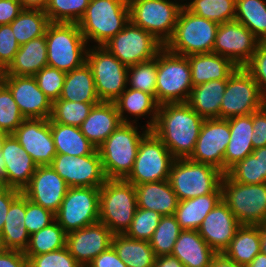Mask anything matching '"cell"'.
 I'll return each mask as SVG.
<instances>
[{"mask_svg":"<svg viewBox=\"0 0 266 267\" xmlns=\"http://www.w3.org/2000/svg\"><path fill=\"white\" fill-rule=\"evenodd\" d=\"M204 118L187 102L159 105L151 131L166 145L175 159L189 158L199 137Z\"/></svg>","mask_w":266,"mask_h":267,"instance_id":"6da1fadb","label":"cell"},{"mask_svg":"<svg viewBox=\"0 0 266 267\" xmlns=\"http://www.w3.org/2000/svg\"><path fill=\"white\" fill-rule=\"evenodd\" d=\"M136 125V126H135ZM121 123L115 131L97 148L107 179H125L132 171L139 143L150 131H138L137 124Z\"/></svg>","mask_w":266,"mask_h":267,"instance_id":"7a4b0ae2","label":"cell"},{"mask_svg":"<svg viewBox=\"0 0 266 267\" xmlns=\"http://www.w3.org/2000/svg\"><path fill=\"white\" fill-rule=\"evenodd\" d=\"M129 21L128 0H90L78 25L87 44L93 40L97 46H103Z\"/></svg>","mask_w":266,"mask_h":267,"instance_id":"3957f363","label":"cell"},{"mask_svg":"<svg viewBox=\"0 0 266 267\" xmlns=\"http://www.w3.org/2000/svg\"><path fill=\"white\" fill-rule=\"evenodd\" d=\"M45 37L48 66L67 73L86 62L87 41L78 23L50 22Z\"/></svg>","mask_w":266,"mask_h":267,"instance_id":"277c9868","label":"cell"},{"mask_svg":"<svg viewBox=\"0 0 266 267\" xmlns=\"http://www.w3.org/2000/svg\"><path fill=\"white\" fill-rule=\"evenodd\" d=\"M138 208L136 189L125 179H107L100 187L99 222L113 234H125Z\"/></svg>","mask_w":266,"mask_h":267,"instance_id":"5b68a950","label":"cell"},{"mask_svg":"<svg viewBox=\"0 0 266 267\" xmlns=\"http://www.w3.org/2000/svg\"><path fill=\"white\" fill-rule=\"evenodd\" d=\"M192 88L187 56L172 53L164 46L157 54L156 102H187Z\"/></svg>","mask_w":266,"mask_h":267,"instance_id":"8992f818","label":"cell"},{"mask_svg":"<svg viewBox=\"0 0 266 267\" xmlns=\"http://www.w3.org/2000/svg\"><path fill=\"white\" fill-rule=\"evenodd\" d=\"M223 176L222 171L211 165L180 158L174 159L168 181L178 200L183 201L216 192Z\"/></svg>","mask_w":266,"mask_h":267,"instance_id":"52a82bcc","label":"cell"},{"mask_svg":"<svg viewBox=\"0 0 266 267\" xmlns=\"http://www.w3.org/2000/svg\"><path fill=\"white\" fill-rule=\"evenodd\" d=\"M219 24L181 9L172 38L165 47L172 53L190 56L212 53Z\"/></svg>","mask_w":266,"mask_h":267,"instance_id":"ba28073f","label":"cell"},{"mask_svg":"<svg viewBox=\"0 0 266 267\" xmlns=\"http://www.w3.org/2000/svg\"><path fill=\"white\" fill-rule=\"evenodd\" d=\"M221 189L223 202L240 225L257 226L266 220V183L242 184L225 173Z\"/></svg>","mask_w":266,"mask_h":267,"instance_id":"9c48e42d","label":"cell"},{"mask_svg":"<svg viewBox=\"0 0 266 267\" xmlns=\"http://www.w3.org/2000/svg\"><path fill=\"white\" fill-rule=\"evenodd\" d=\"M177 0H128L130 20L164 46L172 38L184 4Z\"/></svg>","mask_w":266,"mask_h":267,"instance_id":"30bf717a","label":"cell"},{"mask_svg":"<svg viewBox=\"0 0 266 267\" xmlns=\"http://www.w3.org/2000/svg\"><path fill=\"white\" fill-rule=\"evenodd\" d=\"M174 157L150 130L140 141L134 166L125 180L134 186L169 179Z\"/></svg>","mask_w":266,"mask_h":267,"instance_id":"8fae6325","label":"cell"},{"mask_svg":"<svg viewBox=\"0 0 266 267\" xmlns=\"http://www.w3.org/2000/svg\"><path fill=\"white\" fill-rule=\"evenodd\" d=\"M90 47L86 62L92 70L98 98L100 102H114L127 88L128 67L105 47Z\"/></svg>","mask_w":266,"mask_h":267,"instance_id":"7c38bea8","label":"cell"},{"mask_svg":"<svg viewBox=\"0 0 266 267\" xmlns=\"http://www.w3.org/2000/svg\"><path fill=\"white\" fill-rule=\"evenodd\" d=\"M103 47L126 67H130L155 58L164 45L130 20Z\"/></svg>","mask_w":266,"mask_h":267,"instance_id":"4fadbf2b","label":"cell"},{"mask_svg":"<svg viewBox=\"0 0 266 267\" xmlns=\"http://www.w3.org/2000/svg\"><path fill=\"white\" fill-rule=\"evenodd\" d=\"M100 188L69 187L55 214V220L66 233L99 221Z\"/></svg>","mask_w":266,"mask_h":267,"instance_id":"5bb4252c","label":"cell"},{"mask_svg":"<svg viewBox=\"0 0 266 267\" xmlns=\"http://www.w3.org/2000/svg\"><path fill=\"white\" fill-rule=\"evenodd\" d=\"M261 109V91L252 75L237 67L228 77L220 107V119L248 115Z\"/></svg>","mask_w":266,"mask_h":267,"instance_id":"9a60e30c","label":"cell"},{"mask_svg":"<svg viewBox=\"0 0 266 267\" xmlns=\"http://www.w3.org/2000/svg\"><path fill=\"white\" fill-rule=\"evenodd\" d=\"M50 166L68 187L100 188L107 180L98 149L84 156L56 154Z\"/></svg>","mask_w":266,"mask_h":267,"instance_id":"2e32d148","label":"cell"},{"mask_svg":"<svg viewBox=\"0 0 266 267\" xmlns=\"http://www.w3.org/2000/svg\"><path fill=\"white\" fill-rule=\"evenodd\" d=\"M261 41L236 20L219 24L212 53L227 57L237 67H245Z\"/></svg>","mask_w":266,"mask_h":267,"instance_id":"e0dca14e","label":"cell"},{"mask_svg":"<svg viewBox=\"0 0 266 267\" xmlns=\"http://www.w3.org/2000/svg\"><path fill=\"white\" fill-rule=\"evenodd\" d=\"M230 141L228 119H205L190 160L211 165L223 172V160Z\"/></svg>","mask_w":266,"mask_h":267,"instance_id":"ac0fdd59","label":"cell"},{"mask_svg":"<svg viewBox=\"0 0 266 267\" xmlns=\"http://www.w3.org/2000/svg\"><path fill=\"white\" fill-rule=\"evenodd\" d=\"M2 82L11 91L25 119H50L52 101L39 88L34 76L5 75Z\"/></svg>","mask_w":266,"mask_h":267,"instance_id":"d6986e66","label":"cell"},{"mask_svg":"<svg viewBox=\"0 0 266 267\" xmlns=\"http://www.w3.org/2000/svg\"><path fill=\"white\" fill-rule=\"evenodd\" d=\"M13 135L37 166L52 163L57 152L49 119H25Z\"/></svg>","mask_w":266,"mask_h":267,"instance_id":"ffe728a7","label":"cell"},{"mask_svg":"<svg viewBox=\"0 0 266 267\" xmlns=\"http://www.w3.org/2000/svg\"><path fill=\"white\" fill-rule=\"evenodd\" d=\"M112 231L101 222L67 233L66 247L74 259L86 267L95 257L112 246Z\"/></svg>","mask_w":266,"mask_h":267,"instance_id":"44dd1931","label":"cell"},{"mask_svg":"<svg viewBox=\"0 0 266 267\" xmlns=\"http://www.w3.org/2000/svg\"><path fill=\"white\" fill-rule=\"evenodd\" d=\"M68 185L50 166H38L22 193L33 203L56 214L67 193Z\"/></svg>","mask_w":266,"mask_h":267,"instance_id":"7402d4cb","label":"cell"},{"mask_svg":"<svg viewBox=\"0 0 266 267\" xmlns=\"http://www.w3.org/2000/svg\"><path fill=\"white\" fill-rule=\"evenodd\" d=\"M240 226L233 212L221 200L204 218L198 232L216 253H223Z\"/></svg>","mask_w":266,"mask_h":267,"instance_id":"603a6c76","label":"cell"},{"mask_svg":"<svg viewBox=\"0 0 266 267\" xmlns=\"http://www.w3.org/2000/svg\"><path fill=\"white\" fill-rule=\"evenodd\" d=\"M1 155L6 164L5 186L22 192L38 166L13 134L5 138Z\"/></svg>","mask_w":266,"mask_h":267,"instance_id":"cb8c5ba5","label":"cell"},{"mask_svg":"<svg viewBox=\"0 0 266 267\" xmlns=\"http://www.w3.org/2000/svg\"><path fill=\"white\" fill-rule=\"evenodd\" d=\"M123 123L114 102L94 105L80 126L81 133L98 148Z\"/></svg>","mask_w":266,"mask_h":267,"instance_id":"d4e9b609","label":"cell"},{"mask_svg":"<svg viewBox=\"0 0 266 267\" xmlns=\"http://www.w3.org/2000/svg\"><path fill=\"white\" fill-rule=\"evenodd\" d=\"M230 126V141L226 147L223 160L225 174L237 162L252 154L254 148L251 136L253 134L252 113L228 118Z\"/></svg>","mask_w":266,"mask_h":267,"instance_id":"484cf974","label":"cell"},{"mask_svg":"<svg viewBox=\"0 0 266 267\" xmlns=\"http://www.w3.org/2000/svg\"><path fill=\"white\" fill-rule=\"evenodd\" d=\"M216 254L198 230H182L171 255L185 267H210Z\"/></svg>","mask_w":266,"mask_h":267,"instance_id":"4316f807","label":"cell"},{"mask_svg":"<svg viewBox=\"0 0 266 267\" xmlns=\"http://www.w3.org/2000/svg\"><path fill=\"white\" fill-rule=\"evenodd\" d=\"M135 189L138 208L153 210L162 216L175 214L179 200L168 180L143 183Z\"/></svg>","mask_w":266,"mask_h":267,"instance_id":"83f0119b","label":"cell"},{"mask_svg":"<svg viewBox=\"0 0 266 267\" xmlns=\"http://www.w3.org/2000/svg\"><path fill=\"white\" fill-rule=\"evenodd\" d=\"M26 196L21 193L12 203L0 233L1 246L5 250L24 252L29 244L30 235L24 225Z\"/></svg>","mask_w":266,"mask_h":267,"instance_id":"f1b7e54d","label":"cell"},{"mask_svg":"<svg viewBox=\"0 0 266 267\" xmlns=\"http://www.w3.org/2000/svg\"><path fill=\"white\" fill-rule=\"evenodd\" d=\"M114 103L122 122L137 124L136 121L138 118L141 116L144 117L148 114L147 116L149 117L150 115V120L147 121L145 128L151 130L154 126L159 104L151 94L127 87L114 101ZM125 112L130 114V119L132 115L135 116L136 120H129V117L125 114Z\"/></svg>","mask_w":266,"mask_h":267,"instance_id":"f546056e","label":"cell"},{"mask_svg":"<svg viewBox=\"0 0 266 267\" xmlns=\"http://www.w3.org/2000/svg\"><path fill=\"white\" fill-rule=\"evenodd\" d=\"M187 58L193 87L212 80H227L237 68L227 57L215 53L195 54Z\"/></svg>","mask_w":266,"mask_h":267,"instance_id":"4dcf8cb0","label":"cell"},{"mask_svg":"<svg viewBox=\"0 0 266 267\" xmlns=\"http://www.w3.org/2000/svg\"><path fill=\"white\" fill-rule=\"evenodd\" d=\"M47 64L45 35L20 45L13 61L5 69V75L34 76Z\"/></svg>","mask_w":266,"mask_h":267,"instance_id":"1f68e13d","label":"cell"},{"mask_svg":"<svg viewBox=\"0 0 266 267\" xmlns=\"http://www.w3.org/2000/svg\"><path fill=\"white\" fill-rule=\"evenodd\" d=\"M227 80H212L191 90L187 103L204 119L220 118V107Z\"/></svg>","mask_w":266,"mask_h":267,"instance_id":"d6a6232c","label":"cell"},{"mask_svg":"<svg viewBox=\"0 0 266 267\" xmlns=\"http://www.w3.org/2000/svg\"><path fill=\"white\" fill-rule=\"evenodd\" d=\"M221 200L220 187L214 193L179 201L174 215L183 230H198L204 218Z\"/></svg>","mask_w":266,"mask_h":267,"instance_id":"836d02e7","label":"cell"},{"mask_svg":"<svg viewBox=\"0 0 266 267\" xmlns=\"http://www.w3.org/2000/svg\"><path fill=\"white\" fill-rule=\"evenodd\" d=\"M59 99L72 102L100 103L92 70L87 62L66 73Z\"/></svg>","mask_w":266,"mask_h":267,"instance_id":"e575fe53","label":"cell"},{"mask_svg":"<svg viewBox=\"0 0 266 267\" xmlns=\"http://www.w3.org/2000/svg\"><path fill=\"white\" fill-rule=\"evenodd\" d=\"M57 154L84 156L92 154L97 148L81 133L80 127L50 122Z\"/></svg>","mask_w":266,"mask_h":267,"instance_id":"d590c367","label":"cell"},{"mask_svg":"<svg viewBox=\"0 0 266 267\" xmlns=\"http://www.w3.org/2000/svg\"><path fill=\"white\" fill-rule=\"evenodd\" d=\"M112 246L127 267H154L156 256L148 241L114 234Z\"/></svg>","mask_w":266,"mask_h":267,"instance_id":"8d00e7d4","label":"cell"},{"mask_svg":"<svg viewBox=\"0 0 266 267\" xmlns=\"http://www.w3.org/2000/svg\"><path fill=\"white\" fill-rule=\"evenodd\" d=\"M260 253L258 226L241 225L223 254L237 265L246 267Z\"/></svg>","mask_w":266,"mask_h":267,"instance_id":"74e56055","label":"cell"},{"mask_svg":"<svg viewBox=\"0 0 266 267\" xmlns=\"http://www.w3.org/2000/svg\"><path fill=\"white\" fill-rule=\"evenodd\" d=\"M50 21L44 10L23 9L9 24L19 45L45 35Z\"/></svg>","mask_w":266,"mask_h":267,"instance_id":"f35d334b","label":"cell"},{"mask_svg":"<svg viewBox=\"0 0 266 267\" xmlns=\"http://www.w3.org/2000/svg\"><path fill=\"white\" fill-rule=\"evenodd\" d=\"M235 20L245 25L261 42H266L265 0H236Z\"/></svg>","mask_w":266,"mask_h":267,"instance_id":"ab89813d","label":"cell"},{"mask_svg":"<svg viewBox=\"0 0 266 267\" xmlns=\"http://www.w3.org/2000/svg\"><path fill=\"white\" fill-rule=\"evenodd\" d=\"M66 235L64 229L54 220L45 228L30 235L24 254L29 260L32 256L62 249L66 247Z\"/></svg>","mask_w":266,"mask_h":267,"instance_id":"60d3db41","label":"cell"},{"mask_svg":"<svg viewBox=\"0 0 266 267\" xmlns=\"http://www.w3.org/2000/svg\"><path fill=\"white\" fill-rule=\"evenodd\" d=\"M183 4L190 12L217 24L235 20L236 0H192Z\"/></svg>","mask_w":266,"mask_h":267,"instance_id":"b9f144b4","label":"cell"},{"mask_svg":"<svg viewBox=\"0 0 266 267\" xmlns=\"http://www.w3.org/2000/svg\"><path fill=\"white\" fill-rule=\"evenodd\" d=\"M182 230L175 215L162 216L149 241L155 256L171 255Z\"/></svg>","mask_w":266,"mask_h":267,"instance_id":"7bdbcfd3","label":"cell"},{"mask_svg":"<svg viewBox=\"0 0 266 267\" xmlns=\"http://www.w3.org/2000/svg\"><path fill=\"white\" fill-rule=\"evenodd\" d=\"M97 104L57 99L52 102V112L49 121L80 127L93 106Z\"/></svg>","mask_w":266,"mask_h":267,"instance_id":"ee69618b","label":"cell"},{"mask_svg":"<svg viewBox=\"0 0 266 267\" xmlns=\"http://www.w3.org/2000/svg\"><path fill=\"white\" fill-rule=\"evenodd\" d=\"M90 0H48L44 12L50 22L78 23Z\"/></svg>","mask_w":266,"mask_h":267,"instance_id":"f6af8a7d","label":"cell"},{"mask_svg":"<svg viewBox=\"0 0 266 267\" xmlns=\"http://www.w3.org/2000/svg\"><path fill=\"white\" fill-rule=\"evenodd\" d=\"M157 56L128 67L127 86L151 94L156 100Z\"/></svg>","mask_w":266,"mask_h":267,"instance_id":"bcb514c9","label":"cell"},{"mask_svg":"<svg viewBox=\"0 0 266 267\" xmlns=\"http://www.w3.org/2000/svg\"><path fill=\"white\" fill-rule=\"evenodd\" d=\"M24 120L11 91L0 81V131L13 134Z\"/></svg>","mask_w":266,"mask_h":267,"instance_id":"7dc6e473","label":"cell"},{"mask_svg":"<svg viewBox=\"0 0 266 267\" xmlns=\"http://www.w3.org/2000/svg\"><path fill=\"white\" fill-rule=\"evenodd\" d=\"M162 215L153 211L137 208L134 218L125 235L129 238L150 241Z\"/></svg>","mask_w":266,"mask_h":267,"instance_id":"c3c4849f","label":"cell"},{"mask_svg":"<svg viewBox=\"0 0 266 267\" xmlns=\"http://www.w3.org/2000/svg\"><path fill=\"white\" fill-rule=\"evenodd\" d=\"M226 174L234 181L242 184L263 183L262 166L253 154L232 166Z\"/></svg>","mask_w":266,"mask_h":267,"instance_id":"681fc988","label":"cell"},{"mask_svg":"<svg viewBox=\"0 0 266 267\" xmlns=\"http://www.w3.org/2000/svg\"><path fill=\"white\" fill-rule=\"evenodd\" d=\"M65 76L66 72L50 66L43 67L34 75L39 88L52 102L59 99Z\"/></svg>","mask_w":266,"mask_h":267,"instance_id":"f907efd6","label":"cell"},{"mask_svg":"<svg viewBox=\"0 0 266 267\" xmlns=\"http://www.w3.org/2000/svg\"><path fill=\"white\" fill-rule=\"evenodd\" d=\"M28 263L29 267H82L69 253L67 247L32 256Z\"/></svg>","mask_w":266,"mask_h":267,"instance_id":"816d5d0a","label":"cell"},{"mask_svg":"<svg viewBox=\"0 0 266 267\" xmlns=\"http://www.w3.org/2000/svg\"><path fill=\"white\" fill-rule=\"evenodd\" d=\"M55 220V214L35 204L26 197L24 225L29 235L45 228Z\"/></svg>","mask_w":266,"mask_h":267,"instance_id":"f5cc1de1","label":"cell"},{"mask_svg":"<svg viewBox=\"0 0 266 267\" xmlns=\"http://www.w3.org/2000/svg\"><path fill=\"white\" fill-rule=\"evenodd\" d=\"M262 91L266 88V42H260L251 60L244 67Z\"/></svg>","mask_w":266,"mask_h":267,"instance_id":"db71d44e","label":"cell"},{"mask_svg":"<svg viewBox=\"0 0 266 267\" xmlns=\"http://www.w3.org/2000/svg\"><path fill=\"white\" fill-rule=\"evenodd\" d=\"M20 48L11 26L0 25V64L6 69L13 61L15 54Z\"/></svg>","mask_w":266,"mask_h":267,"instance_id":"11a10c76","label":"cell"},{"mask_svg":"<svg viewBox=\"0 0 266 267\" xmlns=\"http://www.w3.org/2000/svg\"><path fill=\"white\" fill-rule=\"evenodd\" d=\"M253 134L251 136L253 148L266 146V111L259 109L252 113Z\"/></svg>","mask_w":266,"mask_h":267,"instance_id":"9f6ffc18","label":"cell"},{"mask_svg":"<svg viewBox=\"0 0 266 267\" xmlns=\"http://www.w3.org/2000/svg\"><path fill=\"white\" fill-rule=\"evenodd\" d=\"M86 267H127L118 257L117 252L110 246L104 252L95 257Z\"/></svg>","mask_w":266,"mask_h":267,"instance_id":"6f0895ef","label":"cell"},{"mask_svg":"<svg viewBox=\"0 0 266 267\" xmlns=\"http://www.w3.org/2000/svg\"><path fill=\"white\" fill-rule=\"evenodd\" d=\"M22 192L9 188L7 186H0V233L3 229L5 218L11 206V203L21 194Z\"/></svg>","mask_w":266,"mask_h":267,"instance_id":"680465c9","label":"cell"},{"mask_svg":"<svg viewBox=\"0 0 266 267\" xmlns=\"http://www.w3.org/2000/svg\"><path fill=\"white\" fill-rule=\"evenodd\" d=\"M22 11L19 0H0V25L10 24Z\"/></svg>","mask_w":266,"mask_h":267,"instance_id":"91938a15","label":"cell"},{"mask_svg":"<svg viewBox=\"0 0 266 267\" xmlns=\"http://www.w3.org/2000/svg\"><path fill=\"white\" fill-rule=\"evenodd\" d=\"M0 267H29L28 258L24 252L2 249L0 251Z\"/></svg>","mask_w":266,"mask_h":267,"instance_id":"94428289","label":"cell"},{"mask_svg":"<svg viewBox=\"0 0 266 267\" xmlns=\"http://www.w3.org/2000/svg\"><path fill=\"white\" fill-rule=\"evenodd\" d=\"M154 267H185L176 257L162 255L156 257Z\"/></svg>","mask_w":266,"mask_h":267,"instance_id":"6125c7cd","label":"cell"},{"mask_svg":"<svg viewBox=\"0 0 266 267\" xmlns=\"http://www.w3.org/2000/svg\"><path fill=\"white\" fill-rule=\"evenodd\" d=\"M210 267H242L237 265L233 260L226 257L223 253H217Z\"/></svg>","mask_w":266,"mask_h":267,"instance_id":"be15d7a7","label":"cell"},{"mask_svg":"<svg viewBox=\"0 0 266 267\" xmlns=\"http://www.w3.org/2000/svg\"><path fill=\"white\" fill-rule=\"evenodd\" d=\"M252 154L259 159L262 166L263 183H266V146L253 150Z\"/></svg>","mask_w":266,"mask_h":267,"instance_id":"e7e4bbea","label":"cell"},{"mask_svg":"<svg viewBox=\"0 0 266 267\" xmlns=\"http://www.w3.org/2000/svg\"><path fill=\"white\" fill-rule=\"evenodd\" d=\"M23 9L44 10L48 0H19Z\"/></svg>","mask_w":266,"mask_h":267,"instance_id":"03108f58","label":"cell"},{"mask_svg":"<svg viewBox=\"0 0 266 267\" xmlns=\"http://www.w3.org/2000/svg\"><path fill=\"white\" fill-rule=\"evenodd\" d=\"M257 226L260 236V253L266 255V220Z\"/></svg>","mask_w":266,"mask_h":267,"instance_id":"003e7915","label":"cell"},{"mask_svg":"<svg viewBox=\"0 0 266 267\" xmlns=\"http://www.w3.org/2000/svg\"><path fill=\"white\" fill-rule=\"evenodd\" d=\"M246 267H266V255L258 253Z\"/></svg>","mask_w":266,"mask_h":267,"instance_id":"a7ac6f4b","label":"cell"},{"mask_svg":"<svg viewBox=\"0 0 266 267\" xmlns=\"http://www.w3.org/2000/svg\"><path fill=\"white\" fill-rule=\"evenodd\" d=\"M6 164L4 158L0 154V186H5V173H6Z\"/></svg>","mask_w":266,"mask_h":267,"instance_id":"89a4df30","label":"cell"},{"mask_svg":"<svg viewBox=\"0 0 266 267\" xmlns=\"http://www.w3.org/2000/svg\"><path fill=\"white\" fill-rule=\"evenodd\" d=\"M261 109L266 111V88L261 91Z\"/></svg>","mask_w":266,"mask_h":267,"instance_id":"2644e50d","label":"cell"},{"mask_svg":"<svg viewBox=\"0 0 266 267\" xmlns=\"http://www.w3.org/2000/svg\"><path fill=\"white\" fill-rule=\"evenodd\" d=\"M8 135L9 134L0 131V154H1V150H2V146H3L4 140Z\"/></svg>","mask_w":266,"mask_h":267,"instance_id":"8c879c8a","label":"cell"},{"mask_svg":"<svg viewBox=\"0 0 266 267\" xmlns=\"http://www.w3.org/2000/svg\"><path fill=\"white\" fill-rule=\"evenodd\" d=\"M5 76V69L0 64V81H2V78Z\"/></svg>","mask_w":266,"mask_h":267,"instance_id":"753ad0ef","label":"cell"}]
</instances>
